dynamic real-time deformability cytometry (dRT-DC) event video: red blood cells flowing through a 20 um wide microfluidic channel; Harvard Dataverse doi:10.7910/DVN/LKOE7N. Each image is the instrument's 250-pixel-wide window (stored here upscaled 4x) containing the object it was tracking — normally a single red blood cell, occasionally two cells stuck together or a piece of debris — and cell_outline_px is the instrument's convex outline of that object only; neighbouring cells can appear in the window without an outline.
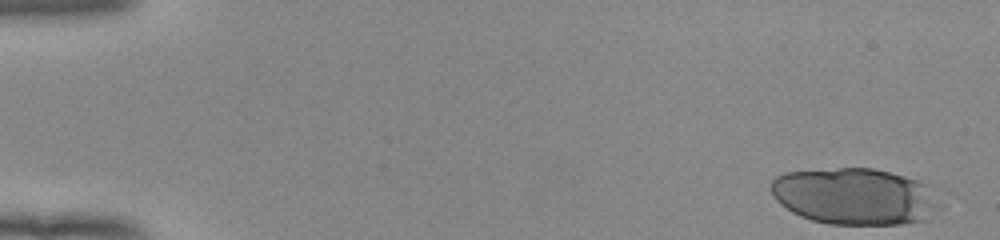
{"species": "human", "species_latin": "Homo sapiens", "temperature_condition": "room temperature", "stored_images_in_passage": 53, "camera_frame_rate_fps": 3000, "um_per_image_px": 0.085, "donor": {"sex": "female"}, "frame": {"image": 1, "passage_image": 1, "time_ms": 0.0, "image_size_px": [1000, 240], "cell_outline_px": [[944, 208], [924, 220], [900, 224], [828, 224], [812, 220], [800, 216], [792, 212], [780, 204], [772, 196], [768, 188], [772, 180], [776, 176], [784, 172], [840, 168], [872, 168], [904, 176], [928, 184], [944, 204]], "centroid_in_image_um": [72.68, 16.7], "position_along_channel_um": 12.3, "area_um2": 56.47}}
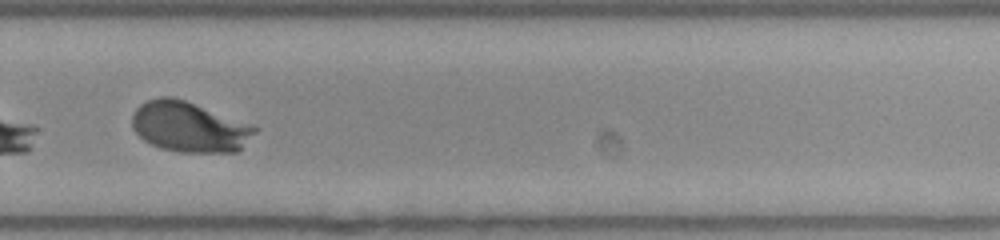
{"frame": {"image": 2, "passage_image": 37, "time_ms": 12.0, "image_size_px": [1000, 240], "cell_outline_px": [[260, 128], [240, 152], [180, 152], [160, 148], [144, 140], [132, 128], [132, 112], [140, 104], [148, 100], [160, 96], [172, 96], [184, 100]], "centroid_in_image_um": [16.09, 10.8], "position_along_channel_um": 313.7, "area_um2": 36.01}}
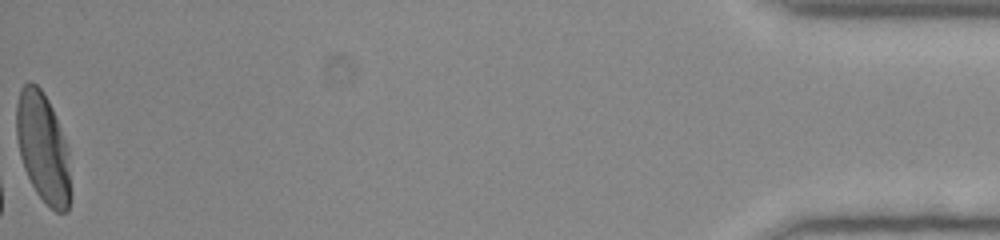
{"frame": {"image": 3, "passage_image": 53, "time_ms": 17.333, "image_size_px": [1000, 240], "cell_outline_px": [[68, 212], [56, 212], [36, 192], [24, 168], [20, 156], [16, 136], [16, 104], [20, 88], [28, 80], [36, 84], [40, 88], [48, 100], [52, 108], [68, 148]], "centroid_in_image_um": [3.6, 12.47], "position_along_channel_um": 431.6, "area_um2": 33.99}, "authors_computed_cell_mechanics": {"area_um2": 35.2002, "velocity_mm_per_s": 3.9053, "shape_relaxation_time_tau1_ms": 3.0668, "shape_relaxation_time_tau2_ms": null, "deformation_change_tau1": 0.1669, "deformation_change_tau2": null}}